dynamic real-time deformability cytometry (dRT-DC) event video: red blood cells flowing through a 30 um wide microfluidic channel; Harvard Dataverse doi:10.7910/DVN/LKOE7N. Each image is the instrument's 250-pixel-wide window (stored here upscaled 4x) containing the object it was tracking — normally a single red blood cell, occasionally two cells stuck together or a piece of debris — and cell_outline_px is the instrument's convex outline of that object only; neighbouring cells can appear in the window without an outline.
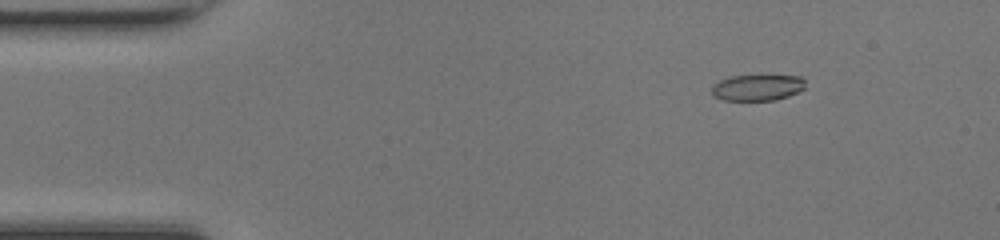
{"species": "common noctule bat (a hibernating species)", "species_latin": "Nyctalus noctula", "temperature_condition": "room temperature", "stored_images_in_passage": 50, "camera_frame_rate_fps": 3000, "um_per_image_px": 0.085, "animal": {"sex": "female", "body_mass_g": 17.0, "forearm_length_mm": 48.0}, "frame": {"image": 1, "passage_image": 7, "time_ms": 2.0, "image_size_px": [1000, 240], "cell_outline_px": [[804, 88], [788, 96], [776, 100], [724, 100], [712, 96], [712, 84], [728, 76], [800, 76], [804, 80]], "centroid_in_image_um": [64.33, 7.44], "position_along_channel_um": 20.7, "area_um2": 14.16}}
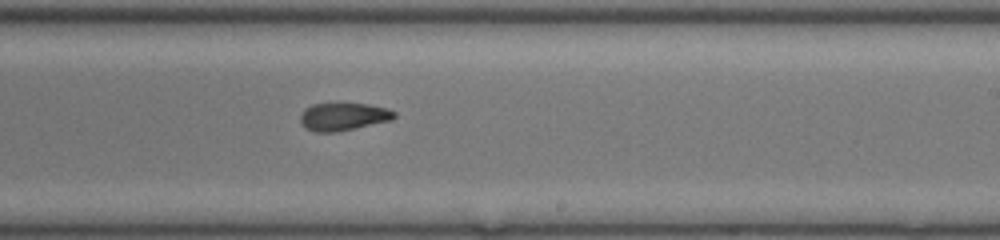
{"frame": {"image": 2, "passage_image": 30, "time_ms": 9.667, "image_size_px": [1000, 240], "cell_outline_px": [[396, 116], [392, 120], [336, 132], [316, 132], [304, 128], [300, 120], [300, 116], [304, 108], [312, 104], [368, 104], [388, 108], [396, 112]], "centroid_in_image_um": [29.18, 9.92], "position_along_channel_um": 259.8, "area_um2": 15.2}}
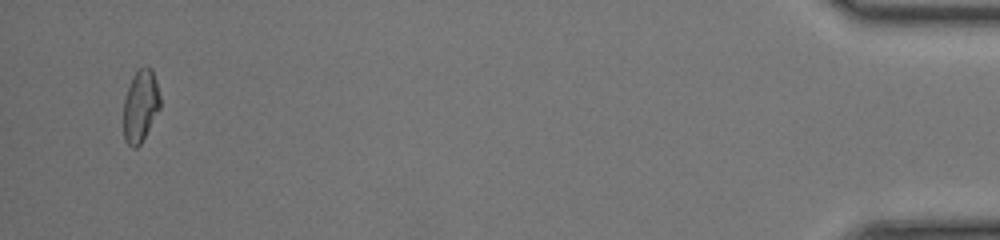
{"frame": {"image": 3, "passage_image": 48, "time_ms": 15.667, "image_size_px": [1000, 240], "cell_outline_px": [[160, 108], [140, 144], [136, 148], [132, 148], [124, 140], [124, 100], [132, 76], [140, 68], [148, 64], [152, 68], [156, 80], [160, 96]], "centroid_in_image_um": [11.95, 8.97], "position_along_channel_um": 423.3, "area_um2": 15.37}, "authors_computed_cell_mechanics": {"area_um2": 15.6349, "velocity_mm_per_s": 4.2471, "shape_relaxation_time_tau1_ms": null, "shape_relaxation_time_tau2_ms": 1.5592, "deformation_change_tau1": null, "deformation_change_tau2": 0.0646}}